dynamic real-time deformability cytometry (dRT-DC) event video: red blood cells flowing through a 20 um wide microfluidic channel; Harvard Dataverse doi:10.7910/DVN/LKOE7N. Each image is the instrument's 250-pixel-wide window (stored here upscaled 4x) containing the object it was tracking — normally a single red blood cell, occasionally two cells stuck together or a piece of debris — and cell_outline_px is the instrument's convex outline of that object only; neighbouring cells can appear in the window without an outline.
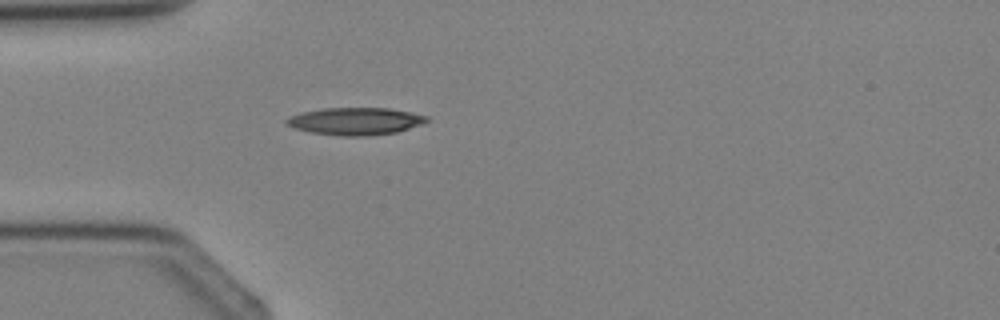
{"species": "Egyptian fruit bat (a non-hibernating species)", "species_latin": "Rousettus aegyptiacus", "temperature_condition": "cold", "stored_images_in_passage": 1, "camera_frame_rate_fps": 3000, "um_per_image_px": 0.085, "animal": {"sex": "female"}, "frame": {"image": 1, "passage_image": 1, "time_ms": 0.0, "image_size_px": [1000, 320], "cell_outline_px": [[428, 120], [424, 124], [396, 132], [368, 136], [340, 136], [312, 132], [296, 128], [284, 124], [284, 120], [288, 116], [300, 112], [324, 108], [388, 108], [412, 112], [428, 116]], "centroid_in_image_um": [30.2, 10.3], "position_along_channel_um": 54.8, "area_um2": 22.54}}